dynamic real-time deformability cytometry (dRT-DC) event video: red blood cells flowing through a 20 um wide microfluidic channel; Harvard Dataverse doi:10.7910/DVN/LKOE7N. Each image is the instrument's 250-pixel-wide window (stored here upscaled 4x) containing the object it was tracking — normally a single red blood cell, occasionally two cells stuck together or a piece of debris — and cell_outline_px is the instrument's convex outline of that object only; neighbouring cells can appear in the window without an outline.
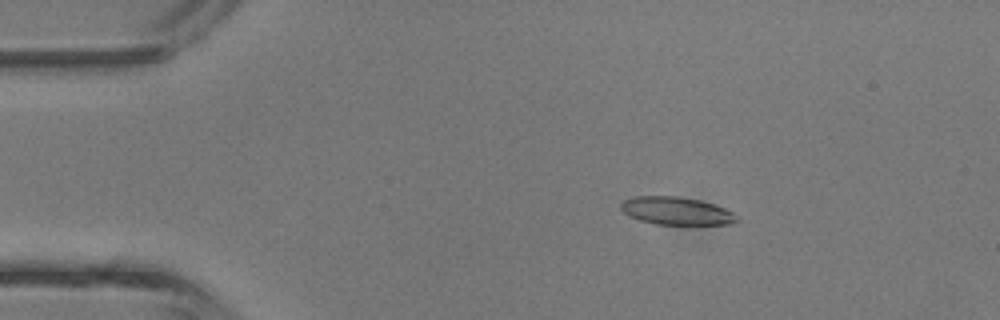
{"species": "common noctule bat (a hibernating species)", "species_latin": "Nyctalus noctula", "temperature_condition": "room temperature", "stored_images_in_passage": 17, "camera_frame_rate_fps": 3000, "um_per_image_px": 0.085, "animal": {"sex": "male", "body_mass_g": 13.3}, "frame": {"image": 1, "passage_image": 4, "time_ms": 1.0, "image_size_px": [1000, 320], "cell_outline_px": [[740, 220], [732, 224], [656, 224], [640, 220], [628, 216], [620, 208], [620, 204], [624, 200], [636, 196], [676, 196], [700, 200], [724, 208], [732, 212]], "centroid_in_image_um": [57.47, 17.93], "position_along_channel_um": 27.5, "area_um2": 18.67}}
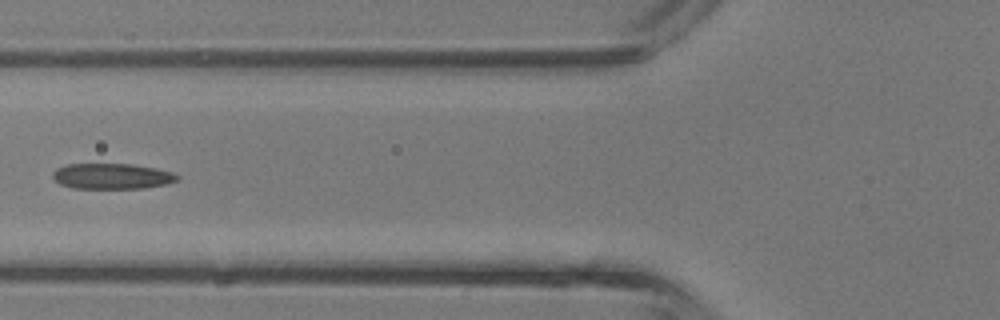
{"frame": {"image": 2, "passage_image": 13, "time_ms": 4.0, "image_size_px": [1000, 320], "cell_outline_px": [[180, 176], [176, 180], [168, 184], [144, 188], [72, 188], [60, 184], [52, 176], [52, 172], [56, 168], [68, 164], [132, 164], [156, 168], [172, 172]], "centroid_in_image_um": [9.52, 14.97], "position_along_channel_um": 116.3, "area_um2": 18.61}}
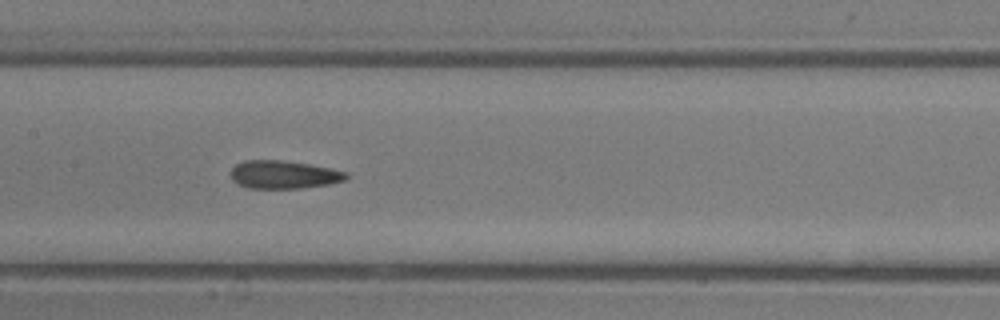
{"frame": {"image": 3, "passage_image": 17, "time_ms": 5.333, "image_size_px": [1000, 320], "cell_outline_px": [[348, 176], [344, 180], [328, 184], [300, 188], [248, 188], [236, 184], [232, 180], [232, 168], [236, 164], [244, 160], [280, 160], [308, 164], [328, 168], [344, 172]], "centroid_in_image_um": [24.05, 14.84], "position_along_channel_um": 183.4, "area_um2": 18.61}}